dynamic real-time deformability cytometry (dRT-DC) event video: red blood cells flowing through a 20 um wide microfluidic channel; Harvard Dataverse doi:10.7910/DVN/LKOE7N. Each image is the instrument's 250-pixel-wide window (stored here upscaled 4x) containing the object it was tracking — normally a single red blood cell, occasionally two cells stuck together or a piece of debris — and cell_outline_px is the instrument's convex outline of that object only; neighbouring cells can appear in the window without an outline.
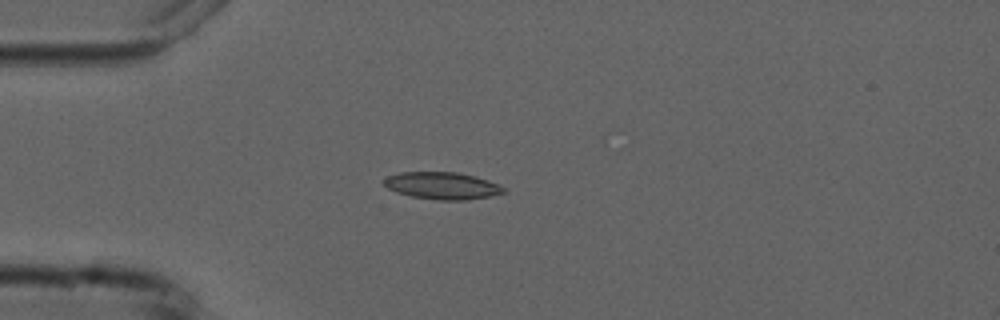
{"species": "common noctule bat (a hibernating species)", "species_latin": "Nyctalus noctula", "temperature_condition": "cold", "stored_images_in_passage": 4, "camera_frame_rate_fps": 3000, "um_per_image_px": 0.085, "animal": {"sex": "male", "forearm_length_mm": 52.5}, "frame": {"image": 1, "passage_image": 4, "time_ms": 3.667, "image_size_px": [1000, 320], "cell_outline_px": [[508, 192], [488, 196], [464, 200], [436, 200], [412, 196], [396, 192], [388, 188], [384, 184], [384, 180], [388, 176], [400, 172], [460, 172], [476, 176], [500, 184]], "centroid_in_image_um": [37.62, 15.77], "position_along_channel_um": 47.4, "area_um2": 18.96}}